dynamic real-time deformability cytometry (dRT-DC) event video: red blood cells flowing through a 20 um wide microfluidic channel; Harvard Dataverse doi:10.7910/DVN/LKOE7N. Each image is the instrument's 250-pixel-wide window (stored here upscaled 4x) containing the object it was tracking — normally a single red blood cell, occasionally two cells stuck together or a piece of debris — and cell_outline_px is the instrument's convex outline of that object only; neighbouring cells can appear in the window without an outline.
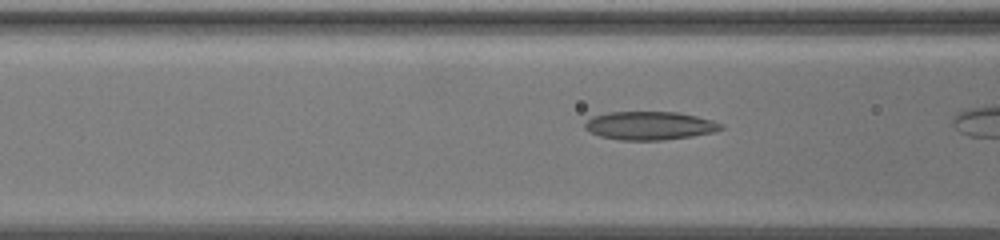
{"species": "common noctule bat (a hibernating species)", "species_latin": "Nyctalus noctula", "temperature_condition": "warm", "stored_images_in_passage": 8, "camera_frame_rate_fps": 3000, "um_per_image_px": 0.085, "animal": {"sex": "female", "body_mass_g": 19.5, "forearm_length_mm": 54.1}, "frame": {"image": 1, "passage_image": 5, "time_ms": 1.333, "image_size_px": [1000, 240], "cell_outline_px": [[724, 128], [712, 132], [692, 136], [664, 140], [620, 140], [600, 136], [584, 128], [584, 124], [592, 116], [608, 112], [676, 112], [696, 116], [712, 120], [724, 124]], "centroid_in_image_um": [55.23, 10.68], "position_along_channel_um": 111.4, "area_um2": 22.43}}